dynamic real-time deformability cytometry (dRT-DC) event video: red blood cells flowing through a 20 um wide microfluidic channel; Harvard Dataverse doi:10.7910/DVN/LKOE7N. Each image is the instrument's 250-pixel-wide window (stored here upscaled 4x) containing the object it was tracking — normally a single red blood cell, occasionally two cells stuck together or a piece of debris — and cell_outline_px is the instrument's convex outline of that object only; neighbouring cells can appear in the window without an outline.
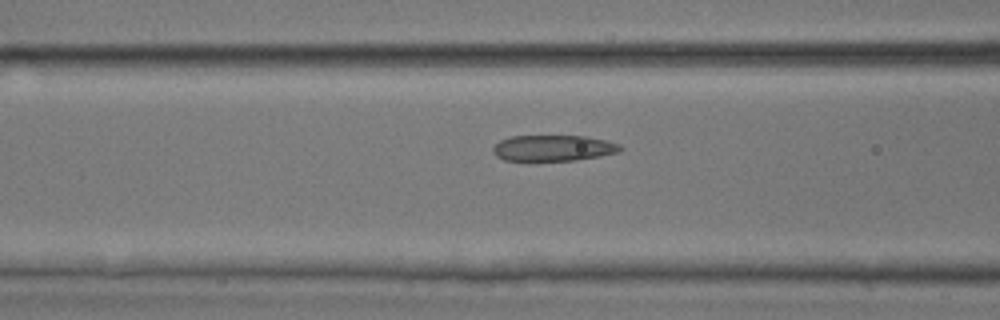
{"species": "common noctule bat (a hibernating species)", "species_latin": "Nyctalus noctula", "temperature_condition": "room temperature", "stored_images_in_passage": 32, "camera_frame_rate_fps": 3000, "um_per_image_px": 0.085, "animal": {"sex": "male", "body_mass_g": 17.9, "forearm_length_mm": 54.2}, "frame": {"image": 1, "passage_image": 5, "time_ms": 1.333, "image_size_px": [1000, 320], "cell_outline_px": [[624, 148], [620, 152], [600, 156], [576, 160], [504, 160], [496, 156], [492, 152], [492, 148], [500, 140], [512, 136], [584, 136], [604, 140], [620, 144]], "centroid_in_image_um": [47.04, 12.58], "position_along_channel_um": 119.6, "area_um2": 19.19}}
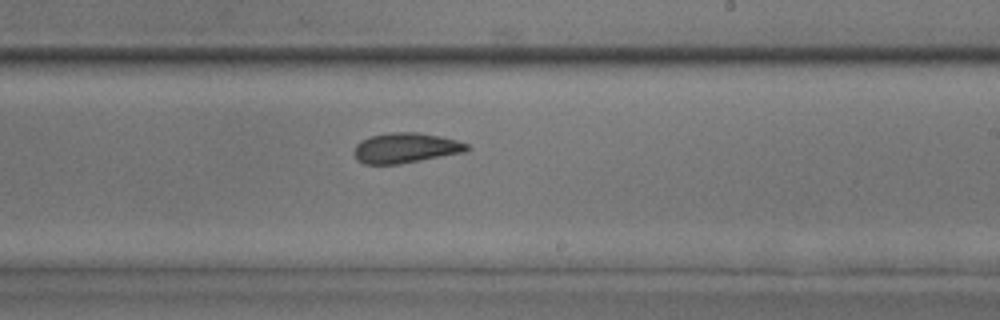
{"frame": {"image": 2, "passage_image": 14, "time_ms": 4.333, "image_size_px": [1000, 320], "cell_outline_px": [[472, 148], [468, 152], [400, 164], [364, 164], [356, 160], [352, 152], [356, 144], [360, 140], [368, 136], [392, 132], [416, 132], [440, 136], [456, 140], [468, 144]], "centroid_in_image_um": [34.48, 12.58], "position_along_channel_um": 254.5, "area_um2": 20.29}}
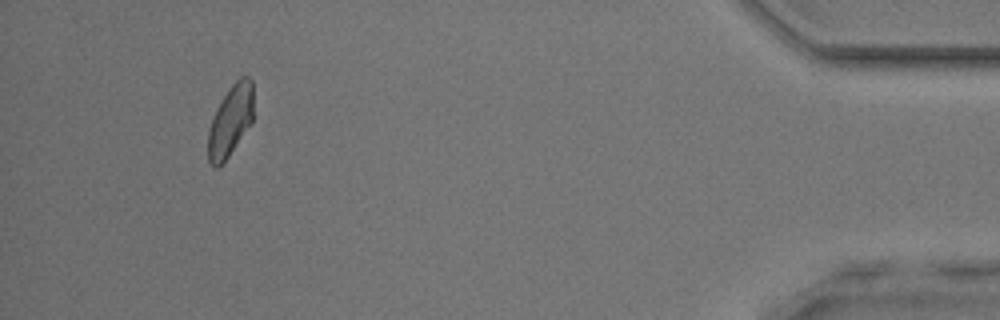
{"frame": {"image": 3, "passage_image": 29, "time_ms": 9.333, "image_size_px": [1000, 320], "cell_outline_px": [[252, 124], [228, 156], [216, 168], [208, 160], [208, 132], [216, 108], [228, 88], [240, 76], [248, 76], [252, 80]], "centroid_in_image_um": [19.59, 10.23], "position_along_channel_um": 415.6, "area_um2": 18.61}}